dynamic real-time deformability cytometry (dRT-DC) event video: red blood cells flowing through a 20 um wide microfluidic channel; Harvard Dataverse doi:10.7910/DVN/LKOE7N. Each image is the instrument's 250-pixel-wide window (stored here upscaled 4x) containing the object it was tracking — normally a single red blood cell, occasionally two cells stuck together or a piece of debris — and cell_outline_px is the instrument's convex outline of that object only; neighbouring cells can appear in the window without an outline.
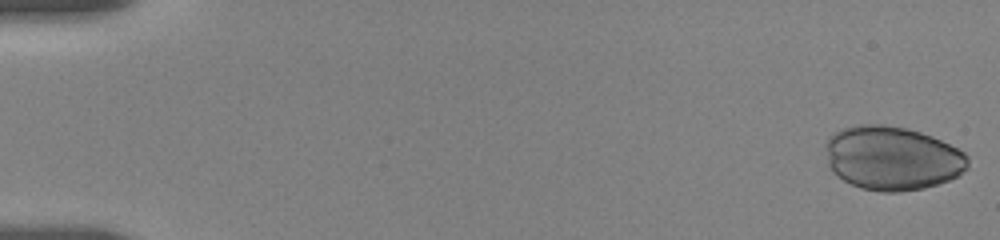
{"species": "human", "species_latin": "Homo sapiens", "temperature_condition": "room temperature", "stored_images_in_passage": 18, "camera_frame_rate_fps": 3000, "um_per_image_px": 0.085, "donor": {"sex": "female"}, "frame": {"image": 1, "passage_image": 1, "time_ms": 0.0, "image_size_px": [1000, 240], "cell_outline_px": [[968, 168], [956, 176], [948, 180], [924, 188], [900, 192], [880, 192], [860, 188], [836, 176], [828, 168], [824, 144], [828, 136], [844, 128], [860, 124], [884, 124], [908, 128], [932, 136], [964, 152], [968, 156]], "centroid_in_image_um": [75.79, 13.44], "position_along_channel_um": 9.2, "area_um2": 53.41}}